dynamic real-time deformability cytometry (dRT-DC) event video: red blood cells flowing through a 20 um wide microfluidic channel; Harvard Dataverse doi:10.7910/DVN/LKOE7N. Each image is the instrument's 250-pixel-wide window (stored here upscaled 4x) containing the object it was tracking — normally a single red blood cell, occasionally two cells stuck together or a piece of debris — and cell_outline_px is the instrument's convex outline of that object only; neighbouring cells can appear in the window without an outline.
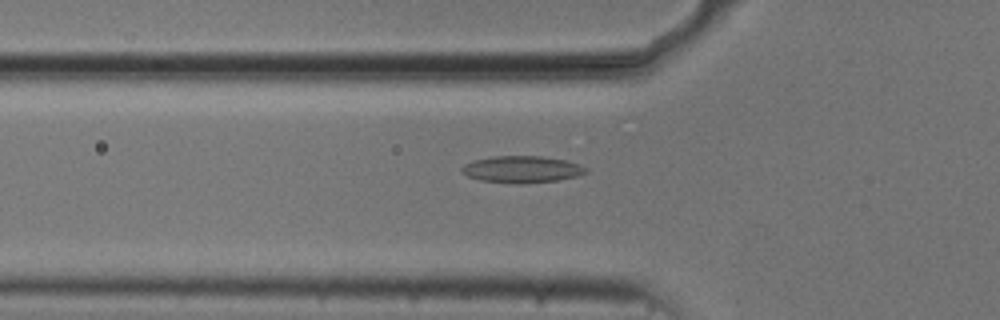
{"species": "common noctule bat (a hibernating species)", "species_latin": "Nyctalus noctula", "temperature_condition": "cold", "stored_images_in_passage": 54, "camera_frame_rate_fps": 3000, "um_per_image_px": 0.085, "animal": {"sex": "male", "body_mass_g": 20.5, "forearm_length_mm": 52.5}, "frame": {"image": 1, "passage_image": 18, "time_ms": 5.667, "image_size_px": [1000, 320], "cell_outline_px": [[588, 172], [576, 176], [560, 180], [524, 184], [520, 184], [480, 180], [468, 176], [460, 172], [460, 168], [464, 164], [476, 160], [492, 156], [540, 156], [564, 160], [580, 164], [588, 168]], "centroid_in_image_um": [44.37, 14.4], "position_along_channel_um": 81.4, "area_um2": 19.48}}
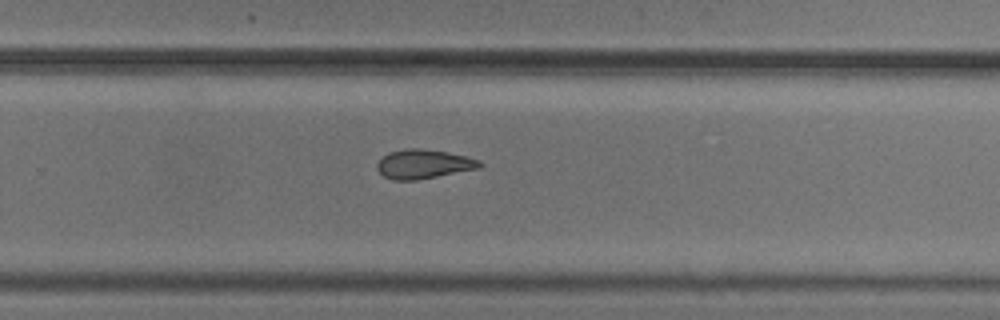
{"frame": {"image": 2, "passage_image": 35, "time_ms": 11.333, "image_size_px": [1000, 320], "cell_outline_px": [[484, 164], [480, 168], [416, 180], [392, 180], [384, 176], [376, 168], [376, 164], [388, 152], [404, 148], [420, 148], [448, 152], [480, 160]], "centroid_in_image_um": [36.0, 13.94], "position_along_channel_um": 293.8, "area_um2": 17.46}}
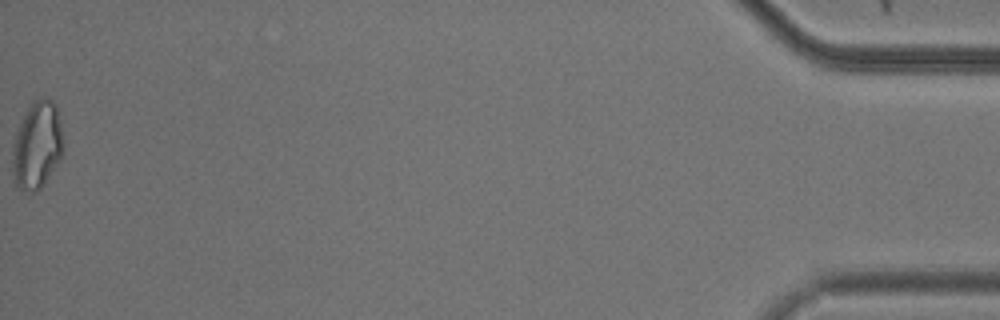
{"frame": {"image": 3, "passage_image": 54, "time_ms": 17.667, "image_size_px": [1000, 320], "cell_outline_px": [[64, 148], [60, 160], [40, 188], [36, 192], [24, 192], [16, 188], [12, 172], [12, 144], [20, 124], [32, 100], [40, 96], [44, 96], [52, 100], [56, 104], [64, 144]], "centroid_in_image_um": [3.14, 12.35], "position_along_channel_um": 432.1, "area_um2": 26.24}, "authors_computed_cell_mechanics": {"area_um2": 18.6983, "velocity_mm_per_s": 3.7296, "shape_relaxation_time_tau1_ms": null, "shape_relaxation_time_tau2_ms": 4.7953, "deformation_change_tau1": null, "deformation_change_tau2": 0.1236}}